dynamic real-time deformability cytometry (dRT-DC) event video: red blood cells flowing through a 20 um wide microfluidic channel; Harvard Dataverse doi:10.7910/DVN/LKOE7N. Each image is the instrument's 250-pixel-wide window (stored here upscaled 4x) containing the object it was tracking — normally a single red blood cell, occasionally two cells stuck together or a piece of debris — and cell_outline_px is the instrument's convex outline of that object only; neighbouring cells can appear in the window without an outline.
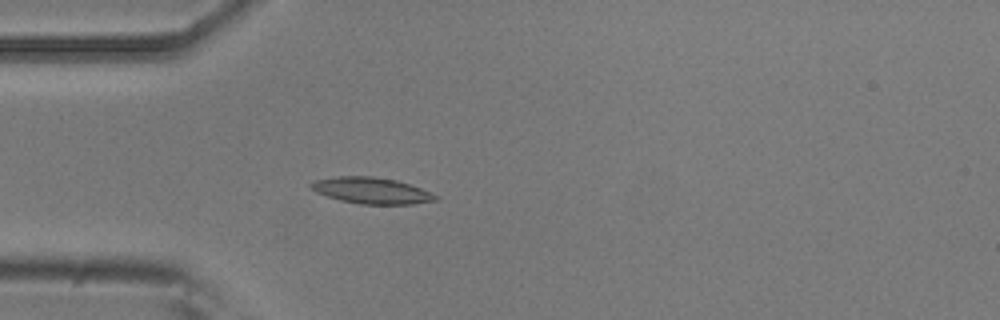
{"species": "common noctule bat (a hibernating species)", "species_latin": "Nyctalus noctula", "temperature_condition": "room temperature", "stored_images_in_passage": 3, "camera_frame_rate_fps": 3000, "um_per_image_px": 0.085, "animal": {"sex": "male", "body_mass_g": 20.5, "forearm_length_mm": 52.5}, "frame": {"image": 1, "passage_image": 3, "time_ms": 0.667, "image_size_px": [1000, 320], "cell_outline_px": [[440, 200], [412, 204], [360, 204], [340, 200], [316, 192], [308, 184], [316, 180], [340, 176], [372, 176], [396, 180], [420, 188], [440, 196]], "centroid_in_image_um": [31.62, 16.2], "position_along_channel_um": 53.4, "area_um2": 18.96}}